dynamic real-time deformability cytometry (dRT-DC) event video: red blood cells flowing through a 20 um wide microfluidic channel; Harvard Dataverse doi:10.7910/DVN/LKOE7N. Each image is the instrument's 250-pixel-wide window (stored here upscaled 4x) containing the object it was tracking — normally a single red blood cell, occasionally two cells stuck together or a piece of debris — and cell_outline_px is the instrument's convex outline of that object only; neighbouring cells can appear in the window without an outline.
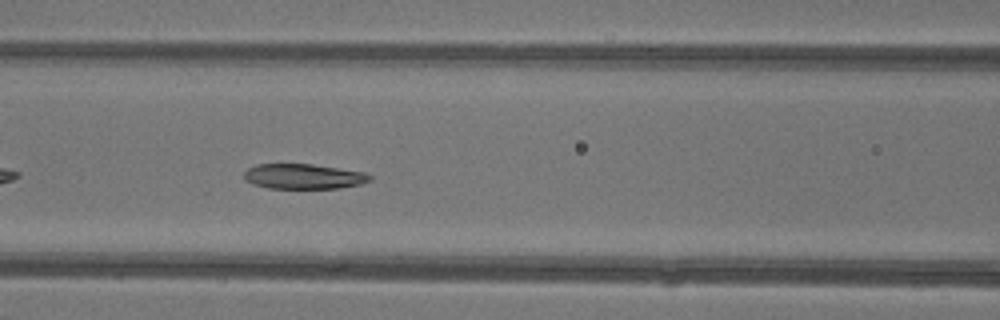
{"species": "common noctule bat (a hibernating species)", "species_latin": "Nyctalus noctula", "temperature_condition": "warm", "stored_images_in_passage": 25, "camera_frame_rate_fps": 3000, "um_per_image_px": 0.085, "animal": {"sex": "female"}, "frame": {"image": 1, "passage_image": 7, "time_ms": 2.0, "image_size_px": [1000, 320], "cell_outline_px": [[372, 180], [360, 184], [340, 188], [268, 188], [252, 184], [244, 180], [244, 172], [248, 168], [256, 164], [312, 164], [364, 172], [372, 176]], "centroid_in_image_um": [25.78, 14.99], "position_along_channel_um": 140.8, "area_um2": 18.44}}
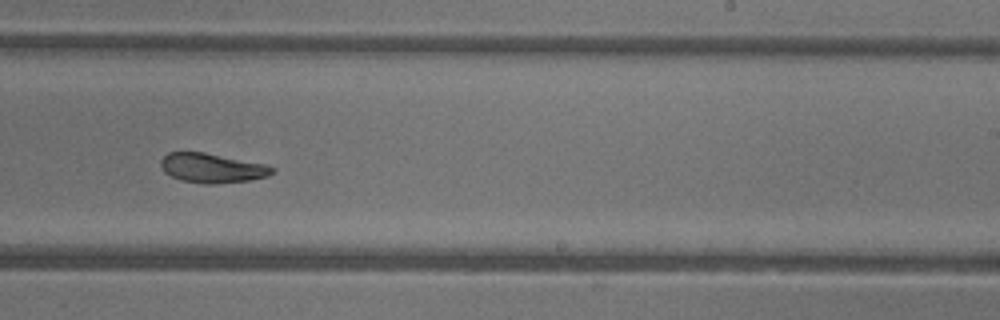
{"frame": {"image": 2, "passage_image": 16, "time_ms": 5.0, "image_size_px": [1000, 320], "cell_outline_px": [[276, 168], [268, 176], [248, 180], [212, 184], [204, 184], [180, 180], [164, 172], [160, 164], [160, 160], [168, 152], [204, 152], [264, 164]], "centroid_in_image_um": [17.99, 14.28], "position_along_channel_um": 271.0, "area_um2": 18.96}}
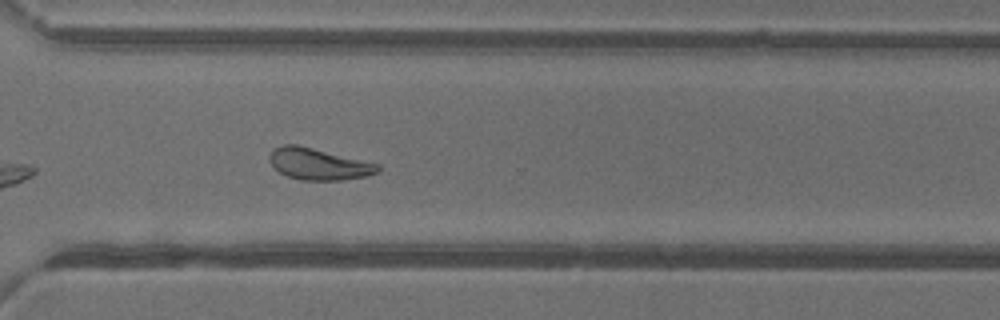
{"frame": {"image": 3, "passage_image": 21, "time_ms": 6.667, "image_size_px": [1000, 320], "cell_outline_px": [[380, 172], [368, 176], [340, 180], [300, 180], [288, 176], [280, 172], [272, 164], [268, 156], [276, 148], [284, 144], [296, 144], [380, 164]], "centroid_in_image_um": [27.13, 13.95], "position_along_channel_um": 343.5, "area_um2": 19.77}, "authors_computed_cell_mechanics": {"area_um2": 19.5942, "velocity_mm_per_s": 4.3481, "shape_relaxation_time_tau1_ms": 3.8147, "shape_relaxation_time_tau2_ms": 3.6053, "deformation_change_tau1": 0.1544, "deformation_change_tau2": 0.0834}}